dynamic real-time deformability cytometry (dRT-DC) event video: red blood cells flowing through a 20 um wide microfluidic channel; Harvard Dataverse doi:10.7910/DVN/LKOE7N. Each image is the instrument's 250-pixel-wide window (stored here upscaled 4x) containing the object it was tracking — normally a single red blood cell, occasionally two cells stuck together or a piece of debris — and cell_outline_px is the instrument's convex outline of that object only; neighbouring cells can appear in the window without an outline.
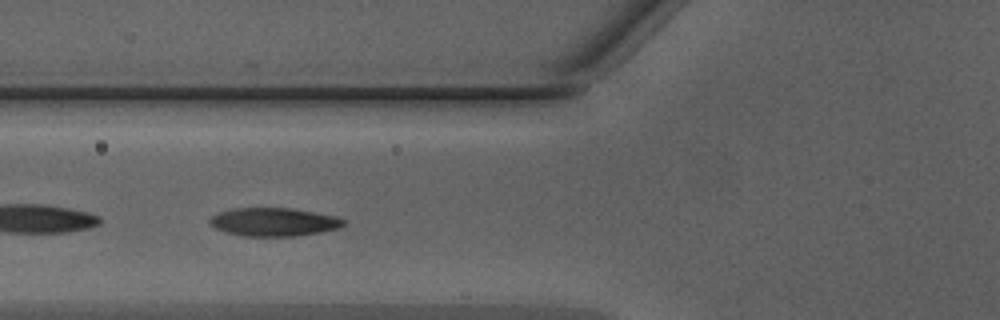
{"species": "Egyptian fruit bat (a non-hibernating species)", "species_latin": "Rousettus aegyptiacus", "temperature_condition": "warm", "stored_images_in_passage": 36, "camera_frame_rate_fps": 3000, "um_per_image_px": 0.085, "animal": {"sex": "male"}, "frame": {"image": 1, "passage_image": 11, "time_ms": 3.333, "image_size_px": [1000, 320], "cell_outline_px": [[348, 220], [340, 228], [300, 236], [244, 236], [224, 232], [208, 224], [208, 220], [212, 216], [220, 212], [232, 208], [292, 208], [336, 216]], "centroid_in_image_um": [23.29, 18.87], "position_along_channel_um": 102.5, "area_um2": 22.31}}
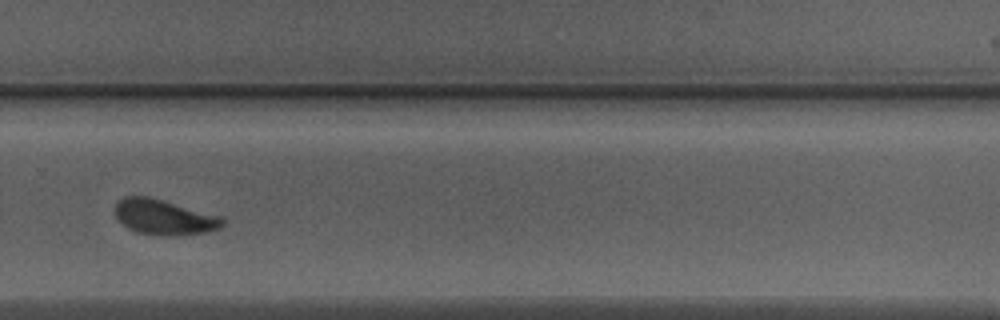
{"frame": {"image": 2, "passage_image": 26, "time_ms": 8.333, "image_size_px": [1000, 320], "cell_outline_px": [[224, 224], [220, 228], [204, 232], [168, 236], [160, 236], [136, 232], [128, 228], [116, 220], [116, 204], [124, 196], [148, 196], [224, 216]], "centroid_in_image_um": [13.96, 18.45], "position_along_channel_um": 315.8, "area_um2": 22.25}, "authors_computed_cell_mechanics": {"area_um2": 22.3397, "velocity_mm_per_s": 4.2693, "shape_relaxation_time_tau1_ms": 1.7046, "shape_relaxation_time_tau2_ms": 0.898, "deformation_change_tau1": 0.1127, "deformation_change_tau2": 0.0636}}